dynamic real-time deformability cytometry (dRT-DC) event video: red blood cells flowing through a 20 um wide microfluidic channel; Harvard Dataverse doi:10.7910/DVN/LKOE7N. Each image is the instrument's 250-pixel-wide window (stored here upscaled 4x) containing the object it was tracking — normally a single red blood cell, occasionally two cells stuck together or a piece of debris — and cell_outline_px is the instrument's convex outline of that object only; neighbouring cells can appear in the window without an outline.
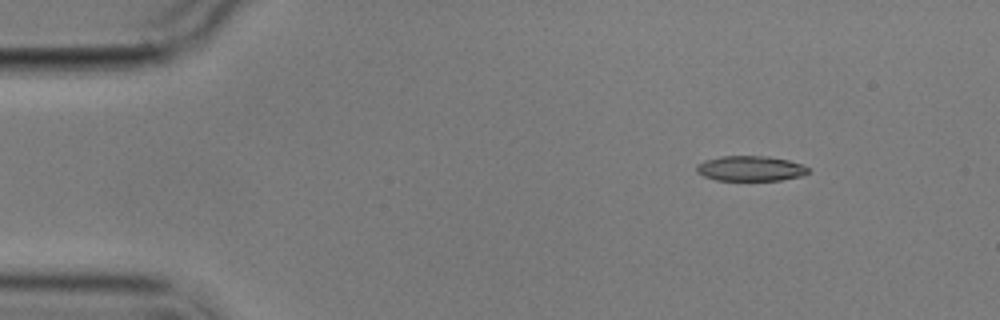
{"species": "common noctule bat (a hibernating species)", "species_latin": "Nyctalus noctula", "temperature_condition": "cold", "stored_images_in_passage": 6, "camera_frame_rate_fps": 3000, "um_per_image_px": 0.085, "animal": {"sex": "male", "body_mass_g": 17.9}, "frame": {"image": 1, "passage_image": 1, "time_ms": 0.0, "image_size_px": [1000, 320], "cell_outline_px": [[808, 172], [800, 176], [780, 180], [716, 180], [704, 176], [696, 172], [696, 164], [704, 160], [720, 156], [768, 156], [788, 160], [800, 164], [808, 168]], "centroid_in_image_um": [63.73, 14.31], "position_along_channel_um": 21.3, "area_um2": 16.3}}
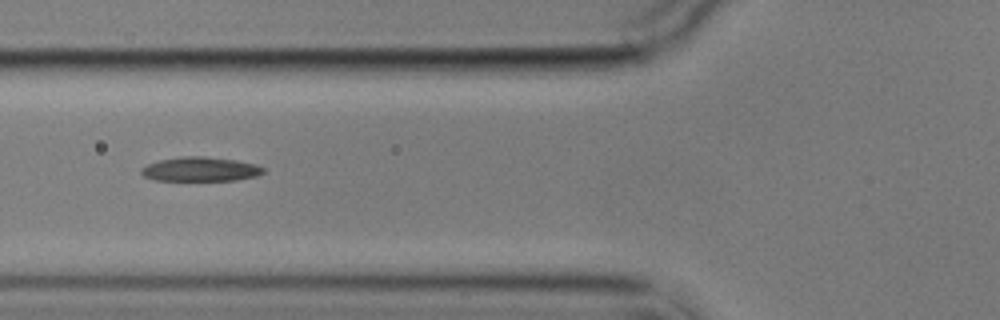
{"frame": {"image": 2, "passage_image": 5, "time_ms": 4.667, "image_size_px": [1000, 320], "cell_outline_px": [[264, 172], [256, 176], [236, 180], [156, 180], [144, 176], [140, 172], [140, 168], [148, 164], [160, 160], [180, 156], [204, 156], [236, 160], [256, 164], [264, 168]], "centroid_in_image_um": [17.03, 14.37], "position_along_channel_um": 108.8, "area_um2": 17.22}}
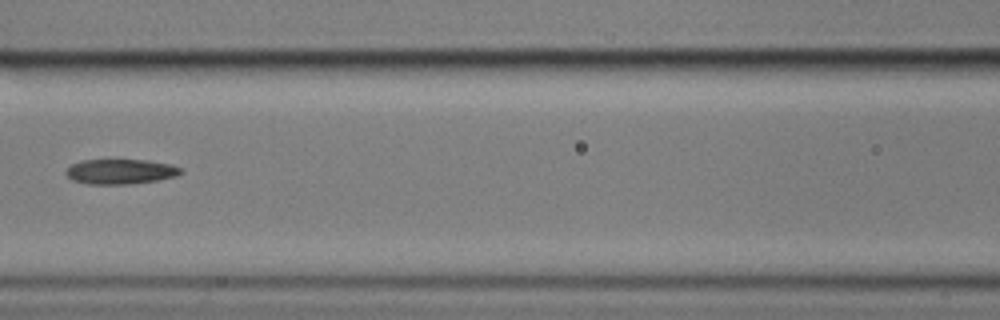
{"frame": {"image": 3, "passage_image": 6, "time_ms": 6.0, "image_size_px": [1000, 320], "cell_outline_px": [[184, 172], [176, 176], [156, 180], [128, 184], [88, 184], [72, 180], [64, 172], [72, 164], [80, 160], [148, 160], [172, 164], [184, 168]], "centroid_in_image_um": [10.27, 14.57], "position_along_channel_um": 156.3, "area_um2": 16.82}}